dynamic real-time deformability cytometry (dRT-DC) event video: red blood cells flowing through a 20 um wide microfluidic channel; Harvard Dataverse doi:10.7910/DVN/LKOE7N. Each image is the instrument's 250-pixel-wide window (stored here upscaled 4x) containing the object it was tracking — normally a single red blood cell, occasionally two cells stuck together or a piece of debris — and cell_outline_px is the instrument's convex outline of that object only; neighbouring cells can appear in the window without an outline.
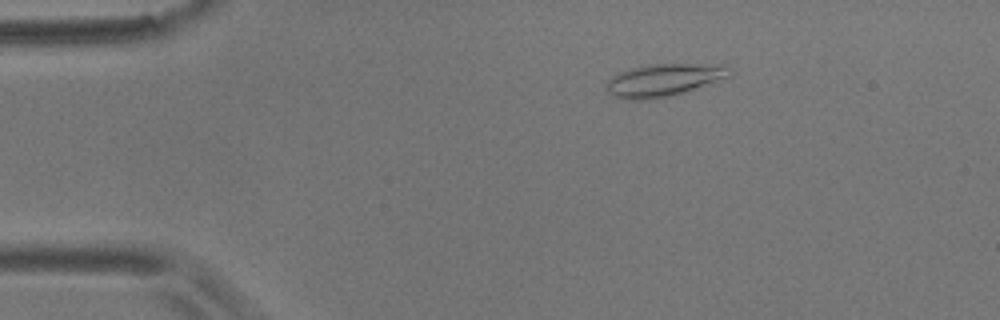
{"species": "common noctule bat (a hibernating species)", "species_latin": "Nyctalus noctula", "temperature_condition": "room temperature", "stored_images_in_passage": 49, "camera_frame_rate_fps": 3000, "um_per_image_px": 0.085, "animal": {"sex": "male", "body_mass_g": 17.9}, "frame": {"image": 1, "passage_image": 3, "time_ms": 0.667, "image_size_px": [1000, 320], "cell_outline_px": [[732, 76], [684, 92], [668, 96], [648, 100], [628, 100], [612, 96], [604, 88], [608, 80], [616, 72], [632, 68], [652, 64], [688, 64], [732, 68]], "centroid_in_image_um": [56.32, 6.83], "position_along_channel_um": 28.7, "area_um2": 23.18}}
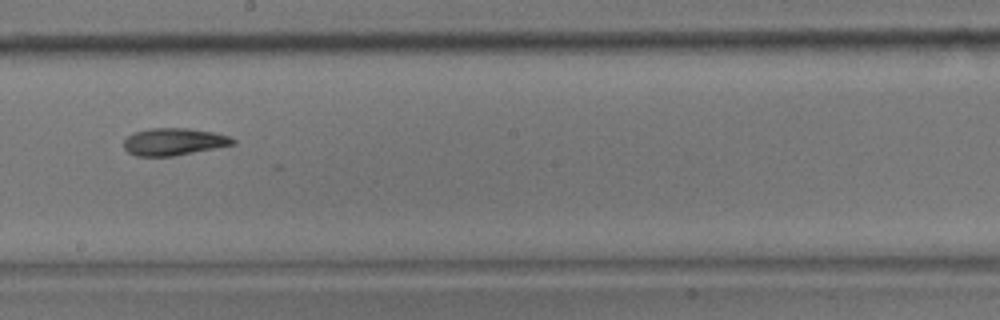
{"frame": {"image": 2, "passage_image": 25, "time_ms": 8.0, "image_size_px": [1000, 320], "cell_outline_px": [[236, 144], [172, 156], [136, 156], [128, 152], [124, 148], [124, 140], [132, 132], [152, 128], [188, 128], [212, 132], [228, 136], [236, 140]], "centroid_in_image_um": [14.75, 12.04], "position_along_channel_um": 233.5, "area_um2": 17.22}}
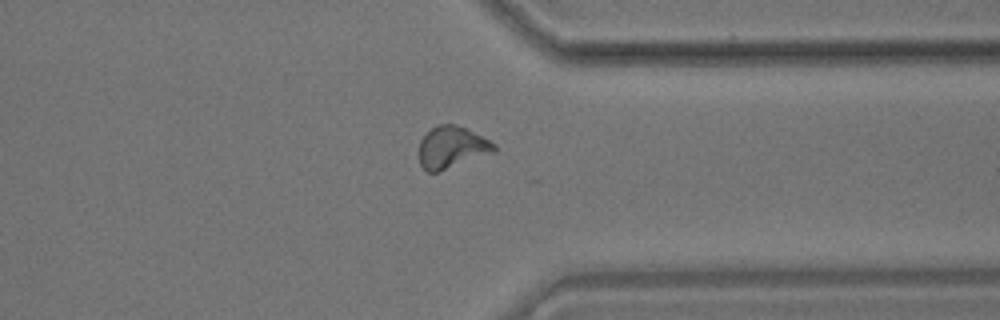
{"frame": {"image": 3, "passage_image": 37, "time_ms": 12.0, "image_size_px": [1000, 320], "cell_outline_px": [[496, 152], [440, 172], [428, 172], [420, 164], [420, 140], [436, 124], [456, 124], [496, 144]], "centroid_in_image_um": [38.41, 12.54], "position_along_channel_um": 373.0, "area_um2": 18.26}}